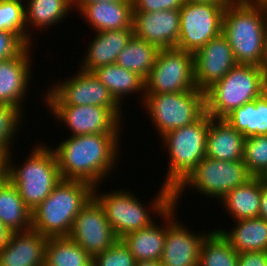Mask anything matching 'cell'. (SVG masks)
Returning a JSON list of instances; mask_svg holds the SVG:
<instances>
[{
	"label": "cell",
	"instance_id": "obj_4",
	"mask_svg": "<svg viewBox=\"0 0 267 266\" xmlns=\"http://www.w3.org/2000/svg\"><path fill=\"white\" fill-rule=\"evenodd\" d=\"M266 91L267 74L262 67L237 64L205 91L206 113L213 119H225Z\"/></svg>",
	"mask_w": 267,
	"mask_h": 266
},
{
	"label": "cell",
	"instance_id": "obj_11",
	"mask_svg": "<svg viewBox=\"0 0 267 266\" xmlns=\"http://www.w3.org/2000/svg\"><path fill=\"white\" fill-rule=\"evenodd\" d=\"M225 9L212 4L184 2L179 9L180 30L176 48L194 54L220 35Z\"/></svg>",
	"mask_w": 267,
	"mask_h": 266
},
{
	"label": "cell",
	"instance_id": "obj_5",
	"mask_svg": "<svg viewBox=\"0 0 267 266\" xmlns=\"http://www.w3.org/2000/svg\"><path fill=\"white\" fill-rule=\"evenodd\" d=\"M30 152L22 167L21 164L16 166L11 163L12 154L7 156L6 177L16 186L24 203L33 211L62 178L51 147L40 144Z\"/></svg>",
	"mask_w": 267,
	"mask_h": 266
},
{
	"label": "cell",
	"instance_id": "obj_42",
	"mask_svg": "<svg viewBox=\"0 0 267 266\" xmlns=\"http://www.w3.org/2000/svg\"><path fill=\"white\" fill-rule=\"evenodd\" d=\"M10 232L0 221V251L6 246Z\"/></svg>",
	"mask_w": 267,
	"mask_h": 266
},
{
	"label": "cell",
	"instance_id": "obj_17",
	"mask_svg": "<svg viewBox=\"0 0 267 266\" xmlns=\"http://www.w3.org/2000/svg\"><path fill=\"white\" fill-rule=\"evenodd\" d=\"M196 88L206 91L237 65L227 38L221 33L194 54Z\"/></svg>",
	"mask_w": 267,
	"mask_h": 266
},
{
	"label": "cell",
	"instance_id": "obj_9",
	"mask_svg": "<svg viewBox=\"0 0 267 266\" xmlns=\"http://www.w3.org/2000/svg\"><path fill=\"white\" fill-rule=\"evenodd\" d=\"M196 89L193 53L177 48L160 49L145 80L144 94L176 93Z\"/></svg>",
	"mask_w": 267,
	"mask_h": 266
},
{
	"label": "cell",
	"instance_id": "obj_26",
	"mask_svg": "<svg viewBox=\"0 0 267 266\" xmlns=\"http://www.w3.org/2000/svg\"><path fill=\"white\" fill-rule=\"evenodd\" d=\"M220 202L234 221L259 217L261 177H252L230 190Z\"/></svg>",
	"mask_w": 267,
	"mask_h": 266
},
{
	"label": "cell",
	"instance_id": "obj_41",
	"mask_svg": "<svg viewBox=\"0 0 267 266\" xmlns=\"http://www.w3.org/2000/svg\"><path fill=\"white\" fill-rule=\"evenodd\" d=\"M184 2H196V3H205V4H212L215 6H219L221 8H227V6L233 0H183Z\"/></svg>",
	"mask_w": 267,
	"mask_h": 266
},
{
	"label": "cell",
	"instance_id": "obj_19",
	"mask_svg": "<svg viewBox=\"0 0 267 266\" xmlns=\"http://www.w3.org/2000/svg\"><path fill=\"white\" fill-rule=\"evenodd\" d=\"M31 46L28 45L13 58L0 60V104L11 105L23 110L21 109L24 107L22 102L25 101L24 98L29 91L28 83L32 76L30 75Z\"/></svg>",
	"mask_w": 267,
	"mask_h": 266
},
{
	"label": "cell",
	"instance_id": "obj_31",
	"mask_svg": "<svg viewBox=\"0 0 267 266\" xmlns=\"http://www.w3.org/2000/svg\"><path fill=\"white\" fill-rule=\"evenodd\" d=\"M45 266H94L93 258L69 236L48 237Z\"/></svg>",
	"mask_w": 267,
	"mask_h": 266
},
{
	"label": "cell",
	"instance_id": "obj_20",
	"mask_svg": "<svg viewBox=\"0 0 267 266\" xmlns=\"http://www.w3.org/2000/svg\"><path fill=\"white\" fill-rule=\"evenodd\" d=\"M48 237L30 229L10 233L0 251V266H45Z\"/></svg>",
	"mask_w": 267,
	"mask_h": 266
},
{
	"label": "cell",
	"instance_id": "obj_48",
	"mask_svg": "<svg viewBox=\"0 0 267 266\" xmlns=\"http://www.w3.org/2000/svg\"><path fill=\"white\" fill-rule=\"evenodd\" d=\"M6 1H18V2L24 3L23 1L25 0H6Z\"/></svg>",
	"mask_w": 267,
	"mask_h": 266
},
{
	"label": "cell",
	"instance_id": "obj_39",
	"mask_svg": "<svg viewBox=\"0 0 267 266\" xmlns=\"http://www.w3.org/2000/svg\"><path fill=\"white\" fill-rule=\"evenodd\" d=\"M238 266H267V252H242L238 255Z\"/></svg>",
	"mask_w": 267,
	"mask_h": 266
},
{
	"label": "cell",
	"instance_id": "obj_45",
	"mask_svg": "<svg viewBox=\"0 0 267 266\" xmlns=\"http://www.w3.org/2000/svg\"><path fill=\"white\" fill-rule=\"evenodd\" d=\"M126 0H74V4H92L100 2H121Z\"/></svg>",
	"mask_w": 267,
	"mask_h": 266
},
{
	"label": "cell",
	"instance_id": "obj_28",
	"mask_svg": "<svg viewBox=\"0 0 267 266\" xmlns=\"http://www.w3.org/2000/svg\"><path fill=\"white\" fill-rule=\"evenodd\" d=\"M224 120L245 138L267 135V91L256 100L235 109Z\"/></svg>",
	"mask_w": 267,
	"mask_h": 266
},
{
	"label": "cell",
	"instance_id": "obj_10",
	"mask_svg": "<svg viewBox=\"0 0 267 266\" xmlns=\"http://www.w3.org/2000/svg\"><path fill=\"white\" fill-rule=\"evenodd\" d=\"M72 77L50 86L51 89L48 88L43 100L46 105L102 106L110 108L120 119L123 117L120 104L92 72L80 69Z\"/></svg>",
	"mask_w": 267,
	"mask_h": 266
},
{
	"label": "cell",
	"instance_id": "obj_7",
	"mask_svg": "<svg viewBox=\"0 0 267 266\" xmlns=\"http://www.w3.org/2000/svg\"><path fill=\"white\" fill-rule=\"evenodd\" d=\"M144 96L142 104L159 137L197 121L206 112L205 92L197 88L186 92Z\"/></svg>",
	"mask_w": 267,
	"mask_h": 266
},
{
	"label": "cell",
	"instance_id": "obj_27",
	"mask_svg": "<svg viewBox=\"0 0 267 266\" xmlns=\"http://www.w3.org/2000/svg\"><path fill=\"white\" fill-rule=\"evenodd\" d=\"M25 5V23H26V43H31V33L27 28L31 26L38 30H46L45 28L55 23L61 22L63 18L74 8V0H28ZM28 22V23H27Z\"/></svg>",
	"mask_w": 267,
	"mask_h": 266
},
{
	"label": "cell",
	"instance_id": "obj_6",
	"mask_svg": "<svg viewBox=\"0 0 267 266\" xmlns=\"http://www.w3.org/2000/svg\"><path fill=\"white\" fill-rule=\"evenodd\" d=\"M212 119L205 112L197 121L161 137L169 154L164 186L174 191L206 156V136Z\"/></svg>",
	"mask_w": 267,
	"mask_h": 266
},
{
	"label": "cell",
	"instance_id": "obj_3",
	"mask_svg": "<svg viewBox=\"0 0 267 266\" xmlns=\"http://www.w3.org/2000/svg\"><path fill=\"white\" fill-rule=\"evenodd\" d=\"M93 190L89 182L62 179L32 211L31 229L46 237L69 236L75 217L93 197Z\"/></svg>",
	"mask_w": 267,
	"mask_h": 266
},
{
	"label": "cell",
	"instance_id": "obj_22",
	"mask_svg": "<svg viewBox=\"0 0 267 266\" xmlns=\"http://www.w3.org/2000/svg\"><path fill=\"white\" fill-rule=\"evenodd\" d=\"M134 35L133 29L99 31L89 43L80 69L92 72L101 66L115 64L119 53Z\"/></svg>",
	"mask_w": 267,
	"mask_h": 266
},
{
	"label": "cell",
	"instance_id": "obj_34",
	"mask_svg": "<svg viewBox=\"0 0 267 266\" xmlns=\"http://www.w3.org/2000/svg\"><path fill=\"white\" fill-rule=\"evenodd\" d=\"M23 111L19 108L0 104V152L7 158L10 155L13 138L15 133L18 134V129L23 117ZM21 121V122H20ZM19 127V128H18Z\"/></svg>",
	"mask_w": 267,
	"mask_h": 266
},
{
	"label": "cell",
	"instance_id": "obj_24",
	"mask_svg": "<svg viewBox=\"0 0 267 266\" xmlns=\"http://www.w3.org/2000/svg\"><path fill=\"white\" fill-rule=\"evenodd\" d=\"M0 221L10 233L28 231L32 226V211L7 177L0 182Z\"/></svg>",
	"mask_w": 267,
	"mask_h": 266
},
{
	"label": "cell",
	"instance_id": "obj_33",
	"mask_svg": "<svg viewBox=\"0 0 267 266\" xmlns=\"http://www.w3.org/2000/svg\"><path fill=\"white\" fill-rule=\"evenodd\" d=\"M243 160L252 177L267 178V135L245 138Z\"/></svg>",
	"mask_w": 267,
	"mask_h": 266
},
{
	"label": "cell",
	"instance_id": "obj_14",
	"mask_svg": "<svg viewBox=\"0 0 267 266\" xmlns=\"http://www.w3.org/2000/svg\"><path fill=\"white\" fill-rule=\"evenodd\" d=\"M56 121L71 130V136L120 134L122 119L110 108L92 105H47ZM121 128V129H120Z\"/></svg>",
	"mask_w": 267,
	"mask_h": 266
},
{
	"label": "cell",
	"instance_id": "obj_8",
	"mask_svg": "<svg viewBox=\"0 0 267 266\" xmlns=\"http://www.w3.org/2000/svg\"><path fill=\"white\" fill-rule=\"evenodd\" d=\"M251 178L244 160L224 161L205 156L173 191V203H179L178 200L188 185L200 194L221 200L230 190L245 184Z\"/></svg>",
	"mask_w": 267,
	"mask_h": 266
},
{
	"label": "cell",
	"instance_id": "obj_12",
	"mask_svg": "<svg viewBox=\"0 0 267 266\" xmlns=\"http://www.w3.org/2000/svg\"><path fill=\"white\" fill-rule=\"evenodd\" d=\"M97 189L98 185L94 186L93 197L103 207L106 218L119 239L127 233L144 229L155 222L151 212L130 190L98 193Z\"/></svg>",
	"mask_w": 267,
	"mask_h": 266
},
{
	"label": "cell",
	"instance_id": "obj_1",
	"mask_svg": "<svg viewBox=\"0 0 267 266\" xmlns=\"http://www.w3.org/2000/svg\"><path fill=\"white\" fill-rule=\"evenodd\" d=\"M119 134L70 136L54 147L62 179L82 180L93 186L109 176L118 161ZM117 160V161H116ZM115 165V166H114Z\"/></svg>",
	"mask_w": 267,
	"mask_h": 266
},
{
	"label": "cell",
	"instance_id": "obj_47",
	"mask_svg": "<svg viewBox=\"0 0 267 266\" xmlns=\"http://www.w3.org/2000/svg\"><path fill=\"white\" fill-rule=\"evenodd\" d=\"M252 2L253 4L260 5L265 7L267 5V0H248Z\"/></svg>",
	"mask_w": 267,
	"mask_h": 266
},
{
	"label": "cell",
	"instance_id": "obj_13",
	"mask_svg": "<svg viewBox=\"0 0 267 266\" xmlns=\"http://www.w3.org/2000/svg\"><path fill=\"white\" fill-rule=\"evenodd\" d=\"M162 189L150 202L152 213L162 217V226L155 222L149 227L125 234L120 239L130 250L135 261L160 260L166 238V210L173 204V191L162 185ZM164 218V219H163Z\"/></svg>",
	"mask_w": 267,
	"mask_h": 266
},
{
	"label": "cell",
	"instance_id": "obj_16",
	"mask_svg": "<svg viewBox=\"0 0 267 266\" xmlns=\"http://www.w3.org/2000/svg\"><path fill=\"white\" fill-rule=\"evenodd\" d=\"M176 204L166 210V238L160 261L163 266H199L200 251L208 234L189 232L175 219Z\"/></svg>",
	"mask_w": 267,
	"mask_h": 266
},
{
	"label": "cell",
	"instance_id": "obj_35",
	"mask_svg": "<svg viewBox=\"0 0 267 266\" xmlns=\"http://www.w3.org/2000/svg\"><path fill=\"white\" fill-rule=\"evenodd\" d=\"M0 30L17 33L26 42L25 4L0 0Z\"/></svg>",
	"mask_w": 267,
	"mask_h": 266
},
{
	"label": "cell",
	"instance_id": "obj_32",
	"mask_svg": "<svg viewBox=\"0 0 267 266\" xmlns=\"http://www.w3.org/2000/svg\"><path fill=\"white\" fill-rule=\"evenodd\" d=\"M238 255L221 233L212 229L202 244L199 266H238Z\"/></svg>",
	"mask_w": 267,
	"mask_h": 266
},
{
	"label": "cell",
	"instance_id": "obj_37",
	"mask_svg": "<svg viewBox=\"0 0 267 266\" xmlns=\"http://www.w3.org/2000/svg\"><path fill=\"white\" fill-rule=\"evenodd\" d=\"M27 46L28 44L17 33L0 30V60L17 56Z\"/></svg>",
	"mask_w": 267,
	"mask_h": 266
},
{
	"label": "cell",
	"instance_id": "obj_38",
	"mask_svg": "<svg viewBox=\"0 0 267 266\" xmlns=\"http://www.w3.org/2000/svg\"><path fill=\"white\" fill-rule=\"evenodd\" d=\"M183 0H132L133 12H158L179 10Z\"/></svg>",
	"mask_w": 267,
	"mask_h": 266
},
{
	"label": "cell",
	"instance_id": "obj_46",
	"mask_svg": "<svg viewBox=\"0 0 267 266\" xmlns=\"http://www.w3.org/2000/svg\"><path fill=\"white\" fill-rule=\"evenodd\" d=\"M262 68L264 69L265 73L267 74V29H266L265 38H264V51H263Z\"/></svg>",
	"mask_w": 267,
	"mask_h": 266
},
{
	"label": "cell",
	"instance_id": "obj_30",
	"mask_svg": "<svg viewBox=\"0 0 267 266\" xmlns=\"http://www.w3.org/2000/svg\"><path fill=\"white\" fill-rule=\"evenodd\" d=\"M159 51L156 45L133 35L126 47L119 53L116 64L146 80L151 68L155 65Z\"/></svg>",
	"mask_w": 267,
	"mask_h": 266
},
{
	"label": "cell",
	"instance_id": "obj_29",
	"mask_svg": "<svg viewBox=\"0 0 267 266\" xmlns=\"http://www.w3.org/2000/svg\"><path fill=\"white\" fill-rule=\"evenodd\" d=\"M92 73L107 87L121 106V99L123 100L127 94L145 92V80L116 63L98 67Z\"/></svg>",
	"mask_w": 267,
	"mask_h": 266
},
{
	"label": "cell",
	"instance_id": "obj_44",
	"mask_svg": "<svg viewBox=\"0 0 267 266\" xmlns=\"http://www.w3.org/2000/svg\"><path fill=\"white\" fill-rule=\"evenodd\" d=\"M135 266H163L160 260L137 261Z\"/></svg>",
	"mask_w": 267,
	"mask_h": 266
},
{
	"label": "cell",
	"instance_id": "obj_40",
	"mask_svg": "<svg viewBox=\"0 0 267 266\" xmlns=\"http://www.w3.org/2000/svg\"><path fill=\"white\" fill-rule=\"evenodd\" d=\"M259 218L267 221V178L261 177V203Z\"/></svg>",
	"mask_w": 267,
	"mask_h": 266
},
{
	"label": "cell",
	"instance_id": "obj_2",
	"mask_svg": "<svg viewBox=\"0 0 267 266\" xmlns=\"http://www.w3.org/2000/svg\"><path fill=\"white\" fill-rule=\"evenodd\" d=\"M266 29L267 12L263 6L248 0H233L224 10L222 34L237 64L262 67Z\"/></svg>",
	"mask_w": 267,
	"mask_h": 266
},
{
	"label": "cell",
	"instance_id": "obj_25",
	"mask_svg": "<svg viewBox=\"0 0 267 266\" xmlns=\"http://www.w3.org/2000/svg\"><path fill=\"white\" fill-rule=\"evenodd\" d=\"M232 230L214 229L238 252H267V221L256 217L235 221Z\"/></svg>",
	"mask_w": 267,
	"mask_h": 266
},
{
	"label": "cell",
	"instance_id": "obj_36",
	"mask_svg": "<svg viewBox=\"0 0 267 266\" xmlns=\"http://www.w3.org/2000/svg\"><path fill=\"white\" fill-rule=\"evenodd\" d=\"M135 263L134 256L121 239L93 258L94 266H135Z\"/></svg>",
	"mask_w": 267,
	"mask_h": 266
},
{
	"label": "cell",
	"instance_id": "obj_15",
	"mask_svg": "<svg viewBox=\"0 0 267 266\" xmlns=\"http://www.w3.org/2000/svg\"><path fill=\"white\" fill-rule=\"evenodd\" d=\"M69 237L92 258L110 248L119 239L109 224L103 207L94 197L75 217Z\"/></svg>",
	"mask_w": 267,
	"mask_h": 266
},
{
	"label": "cell",
	"instance_id": "obj_43",
	"mask_svg": "<svg viewBox=\"0 0 267 266\" xmlns=\"http://www.w3.org/2000/svg\"><path fill=\"white\" fill-rule=\"evenodd\" d=\"M7 158L0 152V182L6 178Z\"/></svg>",
	"mask_w": 267,
	"mask_h": 266
},
{
	"label": "cell",
	"instance_id": "obj_18",
	"mask_svg": "<svg viewBox=\"0 0 267 266\" xmlns=\"http://www.w3.org/2000/svg\"><path fill=\"white\" fill-rule=\"evenodd\" d=\"M134 35L159 49L176 48L180 30L179 10L133 12Z\"/></svg>",
	"mask_w": 267,
	"mask_h": 266
},
{
	"label": "cell",
	"instance_id": "obj_23",
	"mask_svg": "<svg viewBox=\"0 0 267 266\" xmlns=\"http://www.w3.org/2000/svg\"><path fill=\"white\" fill-rule=\"evenodd\" d=\"M244 141L245 136L224 119H212L206 136V156L224 161L243 160Z\"/></svg>",
	"mask_w": 267,
	"mask_h": 266
},
{
	"label": "cell",
	"instance_id": "obj_21",
	"mask_svg": "<svg viewBox=\"0 0 267 266\" xmlns=\"http://www.w3.org/2000/svg\"><path fill=\"white\" fill-rule=\"evenodd\" d=\"M96 32L107 30L133 29L132 0L121 2H100L74 4Z\"/></svg>",
	"mask_w": 267,
	"mask_h": 266
}]
</instances>
